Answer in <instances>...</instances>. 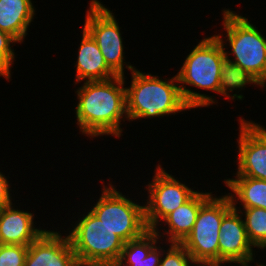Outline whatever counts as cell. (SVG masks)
Instances as JSON below:
<instances>
[{
  "label": "cell",
  "instance_id": "cell-1",
  "mask_svg": "<svg viewBox=\"0 0 266 266\" xmlns=\"http://www.w3.org/2000/svg\"><path fill=\"white\" fill-rule=\"evenodd\" d=\"M125 77L103 81H84L75 91L77 126L87 137L122 136L121 121L128 120ZM125 119V120H124Z\"/></svg>",
  "mask_w": 266,
  "mask_h": 266
},
{
  "label": "cell",
  "instance_id": "cell-2",
  "mask_svg": "<svg viewBox=\"0 0 266 266\" xmlns=\"http://www.w3.org/2000/svg\"><path fill=\"white\" fill-rule=\"evenodd\" d=\"M224 51V46L215 35L205 37L191 50L178 70L176 75L180 90L185 103L191 109L218 103L212 96L194 92L186 86L219 94L220 69L226 59Z\"/></svg>",
  "mask_w": 266,
  "mask_h": 266
},
{
  "label": "cell",
  "instance_id": "cell-3",
  "mask_svg": "<svg viewBox=\"0 0 266 266\" xmlns=\"http://www.w3.org/2000/svg\"><path fill=\"white\" fill-rule=\"evenodd\" d=\"M126 88L128 121L175 115L191 109L184 101L177 75L164 80L157 75L131 71Z\"/></svg>",
  "mask_w": 266,
  "mask_h": 266
},
{
  "label": "cell",
  "instance_id": "cell-4",
  "mask_svg": "<svg viewBox=\"0 0 266 266\" xmlns=\"http://www.w3.org/2000/svg\"><path fill=\"white\" fill-rule=\"evenodd\" d=\"M221 11L223 12L222 25L226 32L225 35L227 34L223 37H226L227 40L226 38L223 40L220 34L215 36L224 46L226 59L249 72L265 88L266 38L255 25L248 21V18L230 9ZM226 42L229 43L231 51H226ZM230 54H233V57Z\"/></svg>",
  "mask_w": 266,
  "mask_h": 266
},
{
  "label": "cell",
  "instance_id": "cell-5",
  "mask_svg": "<svg viewBox=\"0 0 266 266\" xmlns=\"http://www.w3.org/2000/svg\"><path fill=\"white\" fill-rule=\"evenodd\" d=\"M87 214V215H86ZM79 218L68 233L80 266H115L125 242L91 211Z\"/></svg>",
  "mask_w": 266,
  "mask_h": 266
},
{
  "label": "cell",
  "instance_id": "cell-6",
  "mask_svg": "<svg viewBox=\"0 0 266 266\" xmlns=\"http://www.w3.org/2000/svg\"><path fill=\"white\" fill-rule=\"evenodd\" d=\"M232 208L227 194L212 195L200 207L191 232L180 243L198 266H219V229L223 217Z\"/></svg>",
  "mask_w": 266,
  "mask_h": 266
},
{
  "label": "cell",
  "instance_id": "cell-7",
  "mask_svg": "<svg viewBox=\"0 0 266 266\" xmlns=\"http://www.w3.org/2000/svg\"><path fill=\"white\" fill-rule=\"evenodd\" d=\"M113 184L103 185L97 203L90 211L125 243L140 238L148 228L144 205H139L115 189Z\"/></svg>",
  "mask_w": 266,
  "mask_h": 266
},
{
  "label": "cell",
  "instance_id": "cell-8",
  "mask_svg": "<svg viewBox=\"0 0 266 266\" xmlns=\"http://www.w3.org/2000/svg\"><path fill=\"white\" fill-rule=\"evenodd\" d=\"M101 3L99 0H90L83 29L98 45L107 66L117 76H124L125 68L131 72L136 67L125 62L121 28H119L114 13Z\"/></svg>",
  "mask_w": 266,
  "mask_h": 266
},
{
  "label": "cell",
  "instance_id": "cell-9",
  "mask_svg": "<svg viewBox=\"0 0 266 266\" xmlns=\"http://www.w3.org/2000/svg\"><path fill=\"white\" fill-rule=\"evenodd\" d=\"M154 172L152 181L146 185L149 196L144 210L148 230H154L169 213L186 203L197 192L175 179L160 164Z\"/></svg>",
  "mask_w": 266,
  "mask_h": 266
},
{
  "label": "cell",
  "instance_id": "cell-10",
  "mask_svg": "<svg viewBox=\"0 0 266 266\" xmlns=\"http://www.w3.org/2000/svg\"><path fill=\"white\" fill-rule=\"evenodd\" d=\"M238 168L236 176L266 180V128L254 121L239 119Z\"/></svg>",
  "mask_w": 266,
  "mask_h": 266
},
{
  "label": "cell",
  "instance_id": "cell-11",
  "mask_svg": "<svg viewBox=\"0 0 266 266\" xmlns=\"http://www.w3.org/2000/svg\"><path fill=\"white\" fill-rule=\"evenodd\" d=\"M219 230V266L227 263L249 266L255 259V247L248 238L240 212L232 208L223 217Z\"/></svg>",
  "mask_w": 266,
  "mask_h": 266
},
{
  "label": "cell",
  "instance_id": "cell-12",
  "mask_svg": "<svg viewBox=\"0 0 266 266\" xmlns=\"http://www.w3.org/2000/svg\"><path fill=\"white\" fill-rule=\"evenodd\" d=\"M24 266H80L68 235L45 230L28 246Z\"/></svg>",
  "mask_w": 266,
  "mask_h": 266
},
{
  "label": "cell",
  "instance_id": "cell-13",
  "mask_svg": "<svg viewBox=\"0 0 266 266\" xmlns=\"http://www.w3.org/2000/svg\"><path fill=\"white\" fill-rule=\"evenodd\" d=\"M16 208L11 203L0 209V244L29 246L45 229L36 228L34 213Z\"/></svg>",
  "mask_w": 266,
  "mask_h": 266
},
{
  "label": "cell",
  "instance_id": "cell-14",
  "mask_svg": "<svg viewBox=\"0 0 266 266\" xmlns=\"http://www.w3.org/2000/svg\"><path fill=\"white\" fill-rule=\"evenodd\" d=\"M75 63V84L86 81H103L117 76L105 62L98 45L83 29Z\"/></svg>",
  "mask_w": 266,
  "mask_h": 266
},
{
  "label": "cell",
  "instance_id": "cell-15",
  "mask_svg": "<svg viewBox=\"0 0 266 266\" xmlns=\"http://www.w3.org/2000/svg\"><path fill=\"white\" fill-rule=\"evenodd\" d=\"M160 233L159 227H156L146 231L140 238L126 242L115 266H159L164 251L158 245V239L161 236L164 238Z\"/></svg>",
  "mask_w": 266,
  "mask_h": 266
},
{
  "label": "cell",
  "instance_id": "cell-16",
  "mask_svg": "<svg viewBox=\"0 0 266 266\" xmlns=\"http://www.w3.org/2000/svg\"><path fill=\"white\" fill-rule=\"evenodd\" d=\"M212 192L197 191L186 203L169 213L162 221L168 229H163L167 235L166 242L181 243L191 232L200 207L212 196ZM168 239V240H167Z\"/></svg>",
  "mask_w": 266,
  "mask_h": 266
},
{
  "label": "cell",
  "instance_id": "cell-17",
  "mask_svg": "<svg viewBox=\"0 0 266 266\" xmlns=\"http://www.w3.org/2000/svg\"><path fill=\"white\" fill-rule=\"evenodd\" d=\"M34 17L35 7L31 0H0V29L18 43L24 41Z\"/></svg>",
  "mask_w": 266,
  "mask_h": 266
},
{
  "label": "cell",
  "instance_id": "cell-18",
  "mask_svg": "<svg viewBox=\"0 0 266 266\" xmlns=\"http://www.w3.org/2000/svg\"><path fill=\"white\" fill-rule=\"evenodd\" d=\"M234 177L232 179H224L226 187L233 192L228 193L232 206H237L238 203H241V208L256 207L266 209V180L245 176Z\"/></svg>",
  "mask_w": 266,
  "mask_h": 266
},
{
  "label": "cell",
  "instance_id": "cell-19",
  "mask_svg": "<svg viewBox=\"0 0 266 266\" xmlns=\"http://www.w3.org/2000/svg\"><path fill=\"white\" fill-rule=\"evenodd\" d=\"M248 84L249 86L255 84L257 87H262V90L264 88L255 77L238 65L233 64L227 59L222 62L220 69L219 94L225 96V98H231L232 100L236 98L237 100H244V95L237 93L231 95L230 92H234V90L237 89L241 91Z\"/></svg>",
  "mask_w": 266,
  "mask_h": 266
},
{
  "label": "cell",
  "instance_id": "cell-20",
  "mask_svg": "<svg viewBox=\"0 0 266 266\" xmlns=\"http://www.w3.org/2000/svg\"><path fill=\"white\" fill-rule=\"evenodd\" d=\"M238 210L243 219L248 238L254 247L266 249V209L243 208L233 206ZM244 213V214H243Z\"/></svg>",
  "mask_w": 266,
  "mask_h": 266
},
{
  "label": "cell",
  "instance_id": "cell-21",
  "mask_svg": "<svg viewBox=\"0 0 266 266\" xmlns=\"http://www.w3.org/2000/svg\"><path fill=\"white\" fill-rule=\"evenodd\" d=\"M16 42L18 43L13 36L0 29V76L6 80L11 78V67L16 56L12 46Z\"/></svg>",
  "mask_w": 266,
  "mask_h": 266
},
{
  "label": "cell",
  "instance_id": "cell-22",
  "mask_svg": "<svg viewBox=\"0 0 266 266\" xmlns=\"http://www.w3.org/2000/svg\"><path fill=\"white\" fill-rule=\"evenodd\" d=\"M164 257V258H163ZM198 266L192 256L180 243H170L163 251L159 266Z\"/></svg>",
  "mask_w": 266,
  "mask_h": 266
},
{
  "label": "cell",
  "instance_id": "cell-23",
  "mask_svg": "<svg viewBox=\"0 0 266 266\" xmlns=\"http://www.w3.org/2000/svg\"><path fill=\"white\" fill-rule=\"evenodd\" d=\"M28 246L0 244V266H24Z\"/></svg>",
  "mask_w": 266,
  "mask_h": 266
},
{
  "label": "cell",
  "instance_id": "cell-24",
  "mask_svg": "<svg viewBox=\"0 0 266 266\" xmlns=\"http://www.w3.org/2000/svg\"><path fill=\"white\" fill-rule=\"evenodd\" d=\"M0 172V209L10 205L12 202L11 189L8 179Z\"/></svg>",
  "mask_w": 266,
  "mask_h": 266
}]
</instances>
